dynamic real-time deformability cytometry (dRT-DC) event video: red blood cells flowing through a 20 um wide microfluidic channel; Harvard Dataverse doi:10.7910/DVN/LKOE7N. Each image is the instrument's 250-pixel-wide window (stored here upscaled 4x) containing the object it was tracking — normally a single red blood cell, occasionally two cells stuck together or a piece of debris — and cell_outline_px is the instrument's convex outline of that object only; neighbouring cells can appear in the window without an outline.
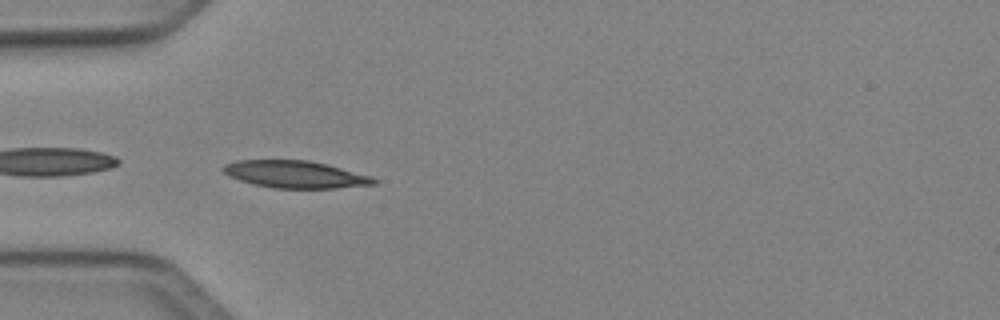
{"species": "Egyptian fruit bat (a non-hibernating species)", "species_latin": "Rousettus aegyptiacus", "temperature_condition": "cold", "stored_images_in_passage": 35, "camera_frame_rate_fps": 3000, "um_per_image_px": 0.085, "animal": {"sex": "female"}, "frame": {"image": 1, "passage_image": 1, "time_ms": 0.0, "image_size_px": [1000, 320], "cell_outline_px": [[380, 180], [376, 184], [336, 188], [272, 188], [252, 184], [228, 176], [220, 168], [224, 164], [240, 160], [308, 160], [328, 164], [372, 176]], "centroid_in_image_um": [25.11, 14.82], "position_along_channel_um": 59.9, "area_um2": 24.1}}
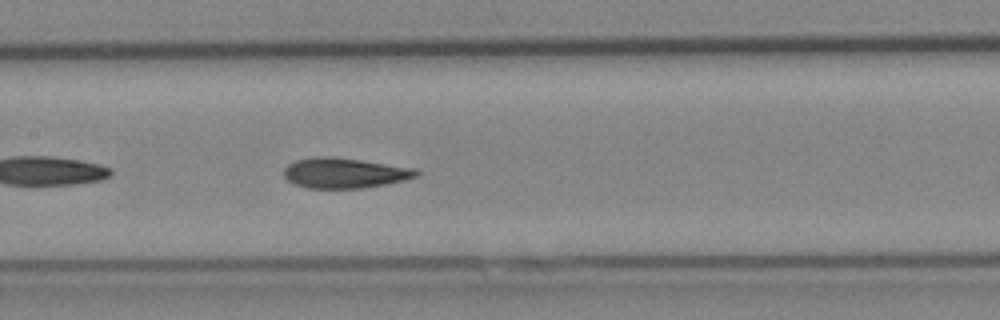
{"frame": {"image": 2, "passage_image": 10, "time_ms": 3.0, "image_size_px": [1000, 320], "cell_outline_px": [[420, 172], [416, 176], [404, 180], [364, 188], [308, 188], [292, 184], [284, 176], [284, 168], [288, 164], [296, 160], [320, 156], [332, 156], [416, 168]], "centroid_in_image_um": [29.26, 14.7], "position_along_channel_um": 178.1, "area_um2": 23.29}}
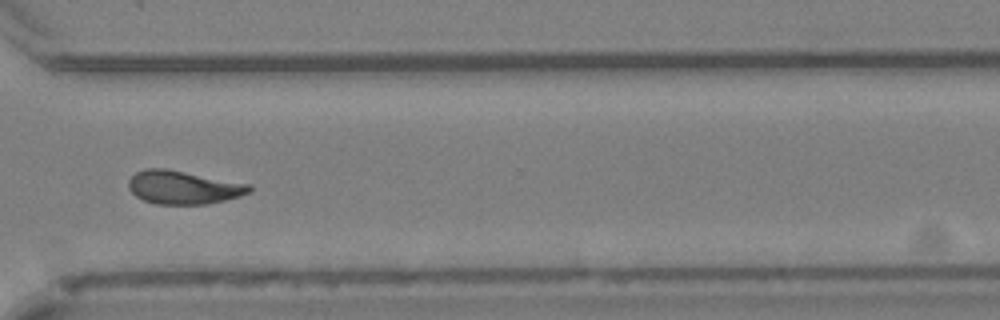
{"frame": {"image": 3, "passage_image": 23, "time_ms": 7.333, "image_size_px": [1000, 320], "cell_outline_px": [[252, 192], [240, 196], [208, 204], [156, 204], [144, 200], [136, 196], [128, 188], [128, 180], [136, 172], [144, 168], [164, 168], [252, 184]], "centroid_in_image_um": [15.6, 15.92], "position_along_channel_um": 355.0, "area_um2": 23.58}, "authors_computed_cell_mechanics": {"area_um2": 23.0622, "velocity_mm_per_s": 4.0758, "shape_relaxation_time_tau1_ms": 5.4743, "shape_relaxation_time_tau2_ms": 1.9483, "deformation_change_tau1": 0.1385, "deformation_change_tau2": 0.0689}}